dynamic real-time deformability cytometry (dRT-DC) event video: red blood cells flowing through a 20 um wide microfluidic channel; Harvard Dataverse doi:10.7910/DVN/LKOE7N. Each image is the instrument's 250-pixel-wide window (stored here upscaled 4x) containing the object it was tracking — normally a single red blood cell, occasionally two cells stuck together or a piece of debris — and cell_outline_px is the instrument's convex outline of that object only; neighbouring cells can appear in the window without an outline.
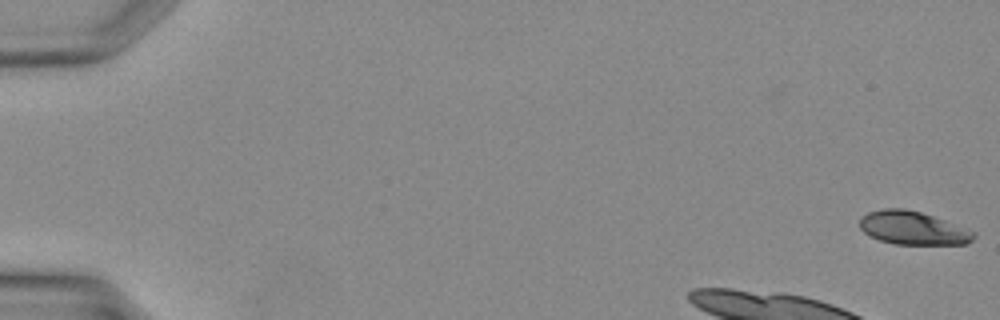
{"species": "Egyptian fruit bat (a non-hibernating species)", "species_latin": "Rousettus aegyptiacus", "temperature_condition": "warm", "stored_images_in_passage": 35, "camera_frame_rate_fps": 3000, "um_per_image_px": 0.085, "animal": {"sex": "female"}, "frame": {"image": 1, "passage_image": 1, "time_ms": 0.0, "image_size_px": [1000, 320], "cell_outline_px": [[976, 236], [972, 240], [964, 244], [896, 244], [880, 240], [868, 236], [860, 228], [860, 220], [868, 212], [884, 208], [904, 208], [920, 212], [944, 220], [976, 232]], "centroid_in_image_um": [77.58, 19.38], "position_along_channel_um": 7.4, "area_um2": 21.96}}